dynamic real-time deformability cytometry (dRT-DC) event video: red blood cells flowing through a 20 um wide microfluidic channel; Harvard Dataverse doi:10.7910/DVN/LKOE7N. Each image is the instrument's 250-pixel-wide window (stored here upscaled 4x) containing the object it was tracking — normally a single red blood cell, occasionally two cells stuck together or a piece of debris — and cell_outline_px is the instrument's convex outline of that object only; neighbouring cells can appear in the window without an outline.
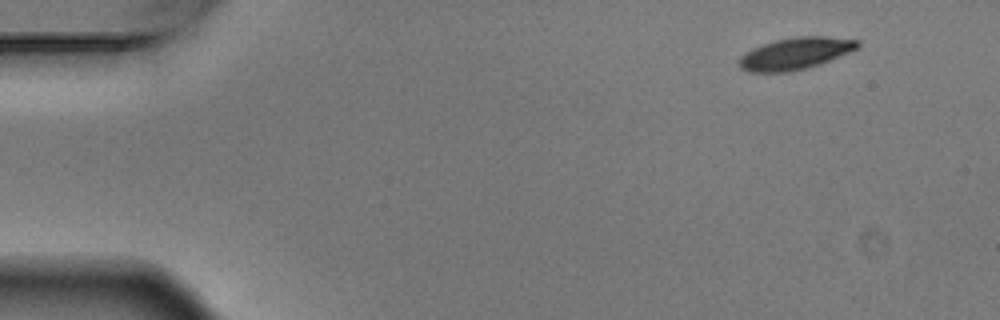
{"species": "Egyptian fruit bat (a non-hibernating species)", "species_latin": "Rousettus aegyptiacus", "temperature_condition": "warm", "stored_images_in_passage": 5, "camera_frame_rate_fps": 3000, "um_per_image_px": 0.085, "animal": {"sex": "male"}, "frame": {"image": 1, "passage_image": 1, "time_ms": 0.0, "image_size_px": [1000, 320], "cell_outline_px": [[860, 48], [820, 64], [788, 72], [748, 72], [740, 68], [740, 56], [744, 52], [752, 48], [776, 40], [796, 36], [828, 36], [860, 40]], "centroid_in_image_um": [67.63, 4.54], "position_along_channel_um": 17.4, "area_um2": 22.08}}
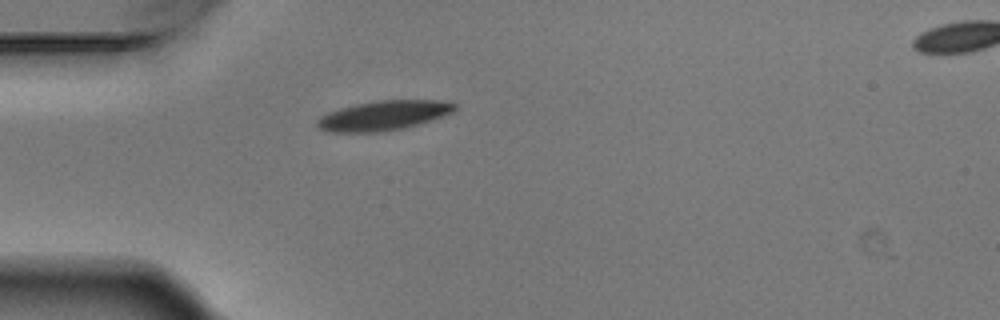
{"frame": {"image": 2, "passage_image": 4, "time_ms": 1.0, "image_size_px": [1000, 320], "cell_outline_px": [[460, 108], [452, 112], [432, 120], [404, 128], [380, 132], [332, 132], [316, 128], [316, 120], [320, 116], [328, 112], [340, 108], [356, 104], [376, 100], [448, 100], [456, 104]], "centroid_in_image_um": [32.62, 9.81], "position_along_channel_um": 52.4, "area_um2": 24.04}}